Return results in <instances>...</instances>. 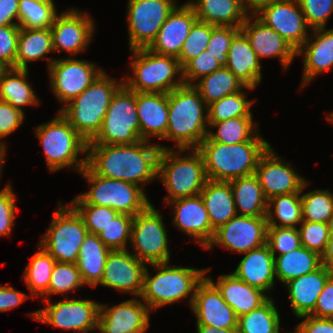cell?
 Here are the masks:
<instances>
[{
    "label": "cell",
    "mask_w": 333,
    "mask_h": 333,
    "mask_svg": "<svg viewBox=\"0 0 333 333\" xmlns=\"http://www.w3.org/2000/svg\"><path fill=\"white\" fill-rule=\"evenodd\" d=\"M197 20L213 26L241 27L248 14L238 0H196L188 1Z\"/></svg>",
    "instance_id": "33"
},
{
    "label": "cell",
    "mask_w": 333,
    "mask_h": 333,
    "mask_svg": "<svg viewBox=\"0 0 333 333\" xmlns=\"http://www.w3.org/2000/svg\"><path fill=\"white\" fill-rule=\"evenodd\" d=\"M16 194L8 183L0 191V236L12 235L14 220L16 218Z\"/></svg>",
    "instance_id": "57"
},
{
    "label": "cell",
    "mask_w": 333,
    "mask_h": 333,
    "mask_svg": "<svg viewBox=\"0 0 333 333\" xmlns=\"http://www.w3.org/2000/svg\"><path fill=\"white\" fill-rule=\"evenodd\" d=\"M244 257L232 272L238 279L256 287L266 294L274 287L275 276L274 255L266 243L260 248L243 253Z\"/></svg>",
    "instance_id": "29"
},
{
    "label": "cell",
    "mask_w": 333,
    "mask_h": 333,
    "mask_svg": "<svg viewBox=\"0 0 333 333\" xmlns=\"http://www.w3.org/2000/svg\"><path fill=\"white\" fill-rule=\"evenodd\" d=\"M148 306L137 297L109 307L100 303L99 333H146L150 326Z\"/></svg>",
    "instance_id": "21"
},
{
    "label": "cell",
    "mask_w": 333,
    "mask_h": 333,
    "mask_svg": "<svg viewBox=\"0 0 333 333\" xmlns=\"http://www.w3.org/2000/svg\"><path fill=\"white\" fill-rule=\"evenodd\" d=\"M326 118L332 123L333 122V112H330Z\"/></svg>",
    "instance_id": "68"
},
{
    "label": "cell",
    "mask_w": 333,
    "mask_h": 333,
    "mask_svg": "<svg viewBox=\"0 0 333 333\" xmlns=\"http://www.w3.org/2000/svg\"><path fill=\"white\" fill-rule=\"evenodd\" d=\"M237 215L266 217L267 202L258 177L253 174L229 181Z\"/></svg>",
    "instance_id": "36"
},
{
    "label": "cell",
    "mask_w": 333,
    "mask_h": 333,
    "mask_svg": "<svg viewBox=\"0 0 333 333\" xmlns=\"http://www.w3.org/2000/svg\"><path fill=\"white\" fill-rule=\"evenodd\" d=\"M193 86L199 91L206 105L222 99L223 97L241 91L254 90L246 87L227 67L222 66L213 73L201 77Z\"/></svg>",
    "instance_id": "39"
},
{
    "label": "cell",
    "mask_w": 333,
    "mask_h": 333,
    "mask_svg": "<svg viewBox=\"0 0 333 333\" xmlns=\"http://www.w3.org/2000/svg\"><path fill=\"white\" fill-rule=\"evenodd\" d=\"M253 119V116H244L226 119L221 122H208L209 128H217V130L214 132L209 129L207 137L211 141L224 144L251 141L260 131Z\"/></svg>",
    "instance_id": "41"
},
{
    "label": "cell",
    "mask_w": 333,
    "mask_h": 333,
    "mask_svg": "<svg viewBox=\"0 0 333 333\" xmlns=\"http://www.w3.org/2000/svg\"><path fill=\"white\" fill-rule=\"evenodd\" d=\"M221 67L215 56L210 51L204 50L182 68L183 83L193 85L201 77L209 75Z\"/></svg>",
    "instance_id": "53"
},
{
    "label": "cell",
    "mask_w": 333,
    "mask_h": 333,
    "mask_svg": "<svg viewBox=\"0 0 333 333\" xmlns=\"http://www.w3.org/2000/svg\"><path fill=\"white\" fill-rule=\"evenodd\" d=\"M238 1H240V2L242 3L243 8H244V10H245V0H238Z\"/></svg>",
    "instance_id": "71"
},
{
    "label": "cell",
    "mask_w": 333,
    "mask_h": 333,
    "mask_svg": "<svg viewBox=\"0 0 333 333\" xmlns=\"http://www.w3.org/2000/svg\"><path fill=\"white\" fill-rule=\"evenodd\" d=\"M275 0H245V12L256 15L262 8L270 5Z\"/></svg>",
    "instance_id": "63"
},
{
    "label": "cell",
    "mask_w": 333,
    "mask_h": 333,
    "mask_svg": "<svg viewBox=\"0 0 333 333\" xmlns=\"http://www.w3.org/2000/svg\"><path fill=\"white\" fill-rule=\"evenodd\" d=\"M20 26H0V63L15 68Z\"/></svg>",
    "instance_id": "56"
},
{
    "label": "cell",
    "mask_w": 333,
    "mask_h": 333,
    "mask_svg": "<svg viewBox=\"0 0 333 333\" xmlns=\"http://www.w3.org/2000/svg\"><path fill=\"white\" fill-rule=\"evenodd\" d=\"M141 140L136 92L123 83L110 101L99 133L88 144L130 145Z\"/></svg>",
    "instance_id": "11"
},
{
    "label": "cell",
    "mask_w": 333,
    "mask_h": 333,
    "mask_svg": "<svg viewBox=\"0 0 333 333\" xmlns=\"http://www.w3.org/2000/svg\"><path fill=\"white\" fill-rule=\"evenodd\" d=\"M28 70L20 68H6L0 77V100L6 101L14 108L23 111L25 106L40 103L35 90L28 79Z\"/></svg>",
    "instance_id": "37"
},
{
    "label": "cell",
    "mask_w": 333,
    "mask_h": 333,
    "mask_svg": "<svg viewBox=\"0 0 333 333\" xmlns=\"http://www.w3.org/2000/svg\"><path fill=\"white\" fill-rule=\"evenodd\" d=\"M25 120V113L14 108L6 101L0 100V143L2 138H6L16 131Z\"/></svg>",
    "instance_id": "58"
},
{
    "label": "cell",
    "mask_w": 333,
    "mask_h": 333,
    "mask_svg": "<svg viewBox=\"0 0 333 333\" xmlns=\"http://www.w3.org/2000/svg\"><path fill=\"white\" fill-rule=\"evenodd\" d=\"M130 52L133 75L123 77V83L129 89L135 92L169 93L184 84L182 67L177 58L154 53L148 48Z\"/></svg>",
    "instance_id": "8"
},
{
    "label": "cell",
    "mask_w": 333,
    "mask_h": 333,
    "mask_svg": "<svg viewBox=\"0 0 333 333\" xmlns=\"http://www.w3.org/2000/svg\"><path fill=\"white\" fill-rule=\"evenodd\" d=\"M267 244L274 257L276 252L279 253L278 255H283L302 246L297 227L268 226Z\"/></svg>",
    "instance_id": "51"
},
{
    "label": "cell",
    "mask_w": 333,
    "mask_h": 333,
    "mask_svg": "<svg viewBox=\"0 0 333 333\" xmlns=\"http://www.w3.org/2000/svg\"><path fill=\"white\" fill-rule=\"evenodd\" d=\"M240 30L249 39L250 45L259 59L277 57L280 59L283 69L287 70L297 57L296 50L256 15H248Z\"/></svg>",
    "instance_id": "23"
},
{
    "label": "cell",
    "mask_w": 333,
    "mask_h": 333,
    "mask_svg": "<svg viewBox=\"0 0 333 333\" xmlns=\"http://www.w3.org/2000/svg\"><path fill=\"white\" fill-rule=\"evenodd\" d=\"M94 19L76 7L55 16L50 26L53 52L65 51L76 55L87 49L95 33Z\"/></svg>",
    "instance_id": "17"
},
{
    "label": "cell",
    "mask_w": 333,
    "mask_h": 333,
    "mask_svg": "<svg viewBox=\"0 0 333 333\" xmlns=\"http://www.w3.org/2000/svg\"><path fill=\"white\" fill-rule=\"evenodd\" d=\"M206 277L217 287L237 317L258 308L270 297L264 291L238 279L233 273L218 276L215 283L211 276Z\"/></svg>",
    "instance_id": "30"
},
{
    "label": "cell",
    "mask_w": 333,
    "mask_h": 333,
    "mask_svg": "<svg viewBox=\"0 0 333 333\" xmlns=\"http://www.w3.org/2000/svg\"><path fill=\"white\" fill-rule=\"evenodd\" d=\"M308 184L304 183L300 193L303 221L328 223L333 214V193L328 189L303 193Z\"/></svg>",
    "instance_id": "44"
},
{
    "label": "cell",
    "mask_w": 333,
    "mask_h": 333,
    "mask_svg": "<svg viewBox=\"0 0 333 333\" xmlns=\"http://www.w3.org/2000/svg\"><path fill=\"white\" fill-rule=\"evenodd\" d=\"M266 218L268 226L296 228V225L303 222L300 193L270 198L267 202Z\"/></svg>",
    "instance_id": "42"
},
{
    "label": "cell",
    "mask_w": 333,
    "mask_h": 333,
    "mask_svg": "<svg viewBox=\"0 0 333 333\" xmlns=\"http://www.w3.org/2000/svg\"><path fill=\"white\" fill-rule=\"evenodd\" d=\"M84 286L80 276V271L75 263L57 262L53 268L48 287V296L76 291Z\"/></svg>",
    "instance_id": "49"
},
{
    "label": "cell",
    "mask_w": 333,
    "mask_h": 333,
    "mask_svg": "<svg viewBox=\"0 0 333 333\" xmlns=\"http://www.w3.org/2000/svg\"><path fill=\"white\" fill-rule=\"evenodd\" d=\"M266 217L236 215L215 230L212 241L205 250L220 245L235 253H246L267 243Z\"/></svg>",
    "instance_id": "16"
},
{
    "label": "cell",
    "mask_w": 333,
    "mask_h": 333,
    "mask_svg": "<svg viewBox=\"0 0 333 333\" xmlns=\"http://www.w3.org/2000/svg\"><path fill=\"white\" fill-rule=\"evenodd\" d=\"M177 5L176 0H128L129 49L148 48Z\"/></svg>",
    "instance_id": "14"
},
{
    "label": "cell",
    "mask_w": 333,
    "mask_h": 333,
    "mask_svg": "<svg viewBox=\"0 0 333 333\" xmlns=\"http://www.w3.org/2000/svg\"><path fill=\"white\" fill-rule=\"evenodd\" d=\"M260 134L237 144H224L205 137L196 148L202 155L208 180L225 181L255 174L260 157L270 147Z\"/></svg>",
    "instance_id": "2"
},
{
    "label": "cell",
    "mask_w": 333,
    "mask_h": 333,
    "mask_svg": "<svg viewBox=\"0 0 333 333\" xmlns=\"http://www.w3.org/2000/svg\"><path fill=\"white\" fill-rule=\"evenodd\" d=\"M246 87L256 88L262 81L261 62L249 39L240 30L232 39L226 66Z\"/></svg>",
    "instance_id": "31"
},
{
    "label": "cell",
    "mask_w": 333,
    "mask_h": 333,
    "mask_svg": "<svg viewBox=\"0 0 333 333\" xmlns=\"http://www.w3.org/2000/svg\"><path fill=\"white\" fill-rule=\"evenodd\" d=\"M6 69L5 66H3L1 63H0V77H1V74L2 72Z\"/></svg>",
    "instance_id": "69"
},
{
    "label": "cell",
    "mask_w": 333,
    "mask_h": 333,
    "mask_svg": "<svg viewBox=\"0 0 333 333\" xmlns=\"http://www.w3.org/2000/svg\"><path fill=\"white\" fill-rule=\"evenodd\" d=\"M271 146L260 157L255 175L267 200L277 195L301 193L306 178L297 174L290 162H284Z\"/></svg>",
    "instance_id": "19"
},
{
    "label": "cell",
    "mask_w": 333,
    "mask_h": 333,
    "mask_svg": "<svg viewBox=\"0 0 333 333\" xmlns=\"http://www.w3.org/2000/svg\"><path fill=\"white\" fill-rule=\"evenodd\" d=\"M18 21L19 0H0V26L19 25Z\"/></svg>",
    "instance_id": "62"
},
{
    "label": "cell",
    "mask_w": 333,
    "mask_h": 333,
    "mask_svg": "<svg viewBox=\"0 0 333 333\" xmlns=\"http://www.w3.org/2000/svg\"><path fill=\"white\" fill-rule=\"evenodd\" d=\"M196 333H238L237 329H216L213 326L196 324Z\"/></svg>",
    "instance_id": "65"
},
{
    "label": "cell",
    "mask_w": 333,
    "mask_h": 333,
    "mask_svg": "<svg viewBox=\"0 0 333 333\" xmlns=\"http://www.w3.org/2000/svg\"><path fill=\"white\" fill-rule=\"evenodd\" d=\"M37 245L38 252L31 257L22 278L32 298L47 300L49 281L56 261L41 245Z\"/></svg>",
    "instance_id": "40"
},
{
    "label": "cell",
    "mask_w": 333,
    "mask_h": 333,
    "mask_svg": "<svg viewBox=\"0 0 333 333\" xmlns=\"http://www.w3.org/2000/svg\"><path fill=\"white\" fill-rule=\"evenodd\" d=\"M299 226L301 245L322 256L330 236L328 223L303 221Z\"/></svg>",
    "instance_id": "52"
},
{
    "label": "cell",
    "mask_w": 333,
    "mask_h": 333,
    "mask_svg": "<svg viewBox=\"0 0 333 333\" xmlns=\"http://www.w3.org/2000/svg\"><path fill=\"white\" fill-rule=\"evenodd\" d=\"M163 218L151 203L143 212L133 217L131 249L146 265L170 261L169 241Z\"/></svg>",
    "instance_id": "12"
},
{
    "label": "cell",
    "mask_w": 333,
    "mask_h": 333,
    "mask_svg": "<svg viewBox=\"0 0 333 333\" xmlns=\"http://www.w3.org/2000/svg\"><path fill=\"white\" fill-rule=\"evenodd\" d=\"M212 30V24L200 20L194 22L177 58L182 68L191 59L206 50Z\"/></svg>",
    "instance_id": "48"
},
{
    "label": "cell",
    "mask_w": 333,
    "mask_h": 333,
    "mask_svg": "<svg viewBox=\"0 0 333 333\" xmlns=\"http://www.w3.org/2000/svg\"><path fill=\"white\" fill-rule=\"evenodd\" d=\"M43 148L45 161L50 172H57L70 167L78 173L87 165V155L79 159L81 154L88 153V142L59 113L47 123L34 129ZM80 154V155H79Z\"/></svg>",
    "instance_id": "7"
},
{
    "label": "cell",
    "mask_w": 333,
    "mask_h": 333,
    "mask_svg": "<svg viewBox=\"0 0 333 333\" xmlns=\"http://www.w3.org/2000/svg\"><path fill=\"white\" fill-rule=\"evenodd\" d=\"M166 204L173 205V225L181 232L191 236L205 249L212 241L215 231L212 229L200 194L170 201Z\"/></svg>",
    "instance_id": "24"
},
{
    "label": "cell",
    "mask_w": 333,
    "mask_h": 333,
    "mask_svg": "<svg viewBox=\"0 0 333 333\" xmlns=\"http://www.w3.org/2000/svg\"><path fill=\"white\" fill-rule=\"evenodd\" d=\"M273 297L262 305L238 317V333H280V315Z\"/></svg>",
    "instance_id": "43"
},
{
    "label": "cell",
    "mask_w": 333,
    "mask_h": 333,
    "mask_svg": "<svg viewBox=\"0 0 333 333\" xmlns=\"http://www.w3.org/2000/svg\"><path fill=\"white\" fill-rule=\"evenodd\" d=\"M58 14L53 0H19V26L49 28Z\"/></svg>",
    "instance_id": "46"
},
{
    "label": "cell",
    "mask_w": 333,
    "mask_h": 333,
    "mask_svg": "<svg viewBox=\"0 0 333 333\" xmlns=\"http://www.w3.org/2000/svg\"><path fill=\"white\" fill-rule=\"evenodd\" d=\"M136 107L141 139L162 140L168 126V93L136 92Z\"/></svg>",
    "instance_id": "28"
},
{
    "label": "cell",
    "mask_w": 333,
    "mask_h": 333,
    "mask_svg": "<svg viewBox=\"0 0 333 333\" xmlns=\"http://www.w3.org/2000/svg\"><path fill=\"white\" fill-rule=\"evenodd\" d=\"M133 216L118 213L110 223L99 232L98 238L111 250H126L131 242ZM129 241V243H128Z\"/></svg>",
    "instance_id": "47"
},
{
    "label": "cell",
    "mask_w": 333,
    "mask_h": 333,
    "mask_svg": "<svg viewBox=\"0 0 333 333\" xmlns=\"http://www.w3.org/2000/svg\"><path fill=\"white\" fill-rule=\"evenodd\" d=\"M123 84L103 70L78 97L64 105L59 113L89 143L99 133L110 101Z\"/></svg>",
    "instance_id": "5"
},
{
    "label": "cell",
    "mask_w": 333,
    "mask_h": 333,
    "mask_svg": "<svg viewBox=\"0 0 333 333\" xmlns=\"http://www.w3.org/2000/svg\"><path fill=\"white\" fill-rule=\"evenodd\" d=\"M275 276L280 283L306 275L322 265L321 256L303 246L274 257Z\"/></svg>",
    "instance_id": "38"
},
{
    "label": "cell",
    "mask_w": 333,
    "mask_h": 333,
    "mask_svg": "<svg viewBox=\"0 0 333 333\" xmlns=\"http://www.w3.org/2000/svg\"><path fill=\"white\" fill-rule=\"evenodd\" d=\"M200 196L214 231L237 215L230 182L208 180Z\"/></svg>",
    "instance_id": "32"
},
{
    "label": "cell",
    "mask_w": 333,
    "mask_h": 333,
    "mask_svg": "<svg viewBox=\"0 0 333 333\" xmlns=\"http://www.w3.org/2000/svg\"><path fill=\"white\" fill-rule=\"evenodd\" d=\"M82 217L90 234L97 235L118 214L110 207L88 203H70Z\"/></svg>",
    "instance_id": "50"
},
{
    "label": "cell",
    "mask_w": 333,
    "mask_h": 333,
    "mask_svg": "<svg viewBox=\"0 0 333 333\" xmlns=\"http://www.w3.org/2000/svg\"><path fill=\"white\" fill-rule=\"evenodd\" d=\"M48 71L51 90L60 103L67 104L88 88L103 69L70 56L56 58Z\"/></svg>",
    "instance_id": "15"
},
{
    "label": "cell",
    "mask_w": 333,
    "mask_h": 333,
    "mask_svg": "<svg viewBox=\"0 0 333 333\" xmlns=\"http://www.w3.org/2000/svg\"><path fill=\"white\" fill-rule=\"evenodd\" d=\"M332 274L333 272L322 264L315 271L284 284L288 289L292 313L297 318L310 315L314 311L319 294Z\"/></svg>",
    "instance_id": "27"
},
{
    "label": "cell",
    "mask_w": 333,
    "mask_h": 333,
    "mask_svg": "<svg viewBox=\"0 0 333 333\" xmlns=\"http://www.w3.org/2000/svg\"><path fill=\"white\" fill-rule=\"evenodd\" d=\"M110 252L111 250L98 238V235L87 234L81 244L76 263L84 285L95 288L100 284Z\"/></svg>",
    "instance_id": "35"
},
{
    "label": "cell",
    "mask_w": 333,
    "mask_h": 333,
    "mask_svg": "<svg viewBox=\"0 0 333 333\" xmlns=\"http://www.w3.org/2000/svg\"><path fill=\"white\" fill-rule=\"evenodd\" d=\"M310 315L333 319V274L326 281L319 294L314 311Z\"/></svg>",
    "instance_id": "59"
},
{
    "label": "cell",
    "mask_w": 333,
    "mask_h": 333,
    "mask_svg": "<svg viewBox=\"0 0 333 333\" xmlns=\"http://www.w3.org/2000/svg\"><path fill=\"white\" fill-rule=\"evenodd\" d=\"M7 150V146L3 143H0V179H1V175H2V166L5 160V155H6V151Z\"/></svg>",
    "instance_id": "66"
},
{
    "label": "cell",
    "mask_w": 333,
    "mask_h": 333,
    "mask_svg": "<svg viewBox=\"0 0 333 333\" xmlns=\"http://www.w3.org/2000/svg\"><path fill=\"white\" fill-rule=\"evenodd\" d=\"M88 183L89 191L75 197L71 203H88L110 207L118 213L135 216L150 204L142 187L122 180L97 175L88 165L80 172Z\"/></svg>",
    "instance_id": "9"
},
{
    "label": "cell",
    "mask_w": 333,
    "mask_h": 333,
    "mask_svg": "<svg viewBox=\"0 0 333 333\" xmlns=\"http://www.w3.org/2000/svg\"><path fill=\"white\" fill-rule=\"evenodd\" d=\"M256 16L275 30L296 51L310 35L311 28L297 0H275L262 8Z\"/></svg>",
    "instance_id": "18"
},
{
    "label": "cell",
    "mask_w": 333,
    "mask_h": 333,
    "mask_svg": "<svg viewBox=\"0 0 333 333\" xmlns=\"http://www.w3.org/2000/svg\"><path fill=\"white\" fill-rule=\"evenodd\" d=\"M146 266L128 249L111 251L99 285L140 297Z\"/></svg>",
    "instance_id": "20"
},
{
    "label": "cell",
    "mask_w": 333,
    "mask_h": 333,
    "mask_svg": "<svg viewBox=\"0 0 333 333\" xmlns=\"http://www.w3.org/2000/svg\"><path fill=\"white\" fill-rule=\"evenodd\" d=\"M150 266L157 270V273L154 276L150 275L146 267L140 298L151 312L153 309L179 302L187 296L191 308L196 288L210 269L172 266L170 262L150 264Z\"/></svg>",
    "instance_id": "4"
},
{
    "label": "cell",
    "mask_w": 333,
    "mask_h": 333,
    "mask_svg": "<svg viewBox=\"0 0 333 333\" xmlns=\"http://www.w3.org/2000/svg\"><path fill=\"white\" fill-rule=\"evenodd\" d=\"M311 32L296 51V56H304L301 89L315 79V76L330 71L333 67V28H317Z\"/></svg>",
    "instance_id": "26"
},
{
    "label": "cell",
    "mask_w": 333,
    "mask_h": 333,
    "mask_svg": "<svg viewBox=\"0 0 333 333\" xmlns=\"http://www.w3.org/2000/svg\"><path fill=\"white\" fill-rule=\"evenodd\" d=\"M308 26L312 29L326 27L333 13V0H297Z\"/></svg>",
    "instance_id": "54"
},
{
    "label": "cell",
    "mask_w": 333,
    "mask_h": 333,
    "mask_svg": "<svg viewBox=\"0 0 333 333\" xmlns=\"http://www.w3.org/2000/svg\"><path fill=\"white\" fill-rule=\"evenodd\" d=\"M244 88L227 95L207 106L208 122H221L226 119L253 116L250 110L254 100H247Z\"/></svg>",
    "instance_id": "45"
},
{
    "label": "cell",
    "mask_w": 333,
    "mask_h": 333,
    "mask_svg": "<svg viewBox=\"0 0 333 333\" xmlns=\"http://www.w3.org/2000/svg\"><path fill=\"white\" fill-rule=\"evenodd\" d=\"M50 225L41 245L57 262L77 263L81 244L89 233L77 210L71 205L58 202Z\"/></svg>",
    "instance_id": "10"
},
{
    "label": "cell",
    "mask_w": 333,
    "mask_h": 333,
    "mask_svg": "<svg viewBox=\"0 0 333 333\" xmlns=\"http://www.w3.org/2000/svg\"><path fill=\"white\" fill-rule=\"evenodd\" d=\"M209 129L207 105L193 85L183 84L168 93V126L163 140L174 141L176 149L197 148Z\"/></svg>",
    "instance_id": "3"
},
{
    "label": "cell",
    "mask_w": 333,
    "mask_h": 333,
    "mask_svg": "<svg viewBox=\"0 0 333 333\" xmlns=\"http://www.w3.org/2000/svg\"><path fill=\"white\" fill-rule=\"evenodd\" d=\"M287 333H303L297 326L294 332H287Z\"/></svg>",
    "instance_id": "70"
},
{
    "label": "cell",
    "mask_w": 333,
    "mask_h": 333,
    "mask_svg": "<svg viewBox=\"0 0 333 333\" xmlns=\"http://www.w3.org/2000/svg\"><path fill=\"white\" fill-rule=\"evenodd\" d=\"M184 151H188L187 156ZM158 179L168 191L165 204L199 195L208 181L202 155L196 148L162 149L158 160Z\"/></svg>",
    "instance_id": "6"
},
{
    "label": "cell",
    "mask_w": 333,
    "mask_h": 333,
    "mask_svg": "<svg viewBox=\"0 0 333 333\" xmlns=\"http://www.w3.org/2000/svg\"><path fill=\"white\" fill-rule=\"evenodd\" d=\"M173 148L141 140L130 145L88 144L87 165L105 178L122 180L144 189L158 179L162 149Z\"/></svg>",
    "instance_id": "1"
},
{
    "label": "cell",
    "mask_w": 333,
    "mask_h": 333,
    "mask_svg": "<svg viewBox=\"0 0 333 333\" xmlns=\"http://www.w3.org/2000/svg\"><path fill=\"white\" fill-rule=\"evenodd\" d=\"M190 309L196 315V324L213 326L216 329H237L238 317L234 310L206 276L196 288Z\"/></svg>",
    "instance_id": "22"
},
{
    "label": "cell",
    "mask_w": 333,
    "mask_h": 333,
    "mask_svg": "<svg viewBox=\"0 0 333 333\" xmlns=\"http://www.w3.org/2000/svg\"><path fill=\"white\" fill-rule=\"evenodd\" d=\"M322 264L333 272V236H329L325 252L321 256Z\"/></svg>",
    "instance_id": "64"
},
{
    "label": "cell",
    "mask_w": 333,
    "mask_h": 333,
    "mask_svg": "<svg viewBox=\"0 0 333 333\" xmlns=\"http://www.w3.org/2000/svg\"><path fill=\"white\" fill-rule=\"evenodd\" d=\"M53 51L49 28L20 27L15 68L28 70V64L39 59L48 60V68L56 58L45 56Z\"/></svg>",
    "instance_id": "34"
},
{
    "label": "cell",
    "mask_w": 333,
    "mask_h": 333,
    "mask_svg": "<svg viewBox=\"0 0 333 333\" xmlns=\"http://www.w3.org/2000/svg\"><path fill=\"white\" fill-rule=\"evenodd\" d=\"M64 299L54 303L48 298L44 300L45 307L32 311L29 315L38 322L76 333H88L98 329L99 302L87 298Z\"/></svg>",
    "instance_id": "13"
},
{
    "label": "cell",
    "mask_w": 333,
    "mask_h": 333,
    "mask_svg": "<svg viewBox=\"0 0 333 333\" xmlns=\"http://www.w3.org/2000/svg\"><path fill=\"white\" fill-rule=\"evenodd\" d=\"M29 297L28 294L15 290L13 286H0V312H5L20 305Z\"/></svg>",
    "instance_id": "61"
},
{
    "label": "cell",
    "mask_w": 333,
    "mask_h": 333,
    "mask_svg": "<svg viewBox=\"0 0 333 333\" xmlns=\"http://www.w3.org/2000/svg\"><path fill=\"white\" fill-rule=\"evenodd\" d=\"M240 31V27L233 26H213L211 37L206 47L221 66H226L227 53L234 36Z\"/></svg>",
    "instance_id": "55"
},
{
    "label": "cell",
    "mask_w": 333,
    "mask_h": 333,
    "mask_svg": "<svg viewBox=\"0 0 333 333\" xmlns=\"http://www.w3.org/2000/svg\"><path fill=\"white\" fill-rule=\"evenodd\" d=\"M328 229H329V235L333 236V214L332 216L329 218L328 221Z\"/></svg>",
    "instance_id": "67"
},
{
    "label": "cell",
    "mask_w": 333,
    "mask_h": 333,
    "mask_svg": "<svg viewBox=\"0 0 333 333\" xmlns=\"http://www.w3.org/2000/svg\"><path fill=\"white\" fill-rule=\"evenodd\" d=\"M197 20L193 7L188 3L176 6L148 47L154 53L178 58L190 29Z\"/></svg>",
    "instance_id": "25"
},
{
    "label": "cell",
    "mask_w": 333,
    "mask_h": 333,
    "mask_svg": "<svg viewBox=\"0 0 333 333\" xmlns=\"http://www.w3.org/2000/svg\"><path fill=\"white\" fill-rule=\"evenodd\" d=\"M303 319L296 325L303 333H333V319L320 318L313 315H305L298 319Z\"/></svg>",
    "instance_id": "60"
}]
</instances>
